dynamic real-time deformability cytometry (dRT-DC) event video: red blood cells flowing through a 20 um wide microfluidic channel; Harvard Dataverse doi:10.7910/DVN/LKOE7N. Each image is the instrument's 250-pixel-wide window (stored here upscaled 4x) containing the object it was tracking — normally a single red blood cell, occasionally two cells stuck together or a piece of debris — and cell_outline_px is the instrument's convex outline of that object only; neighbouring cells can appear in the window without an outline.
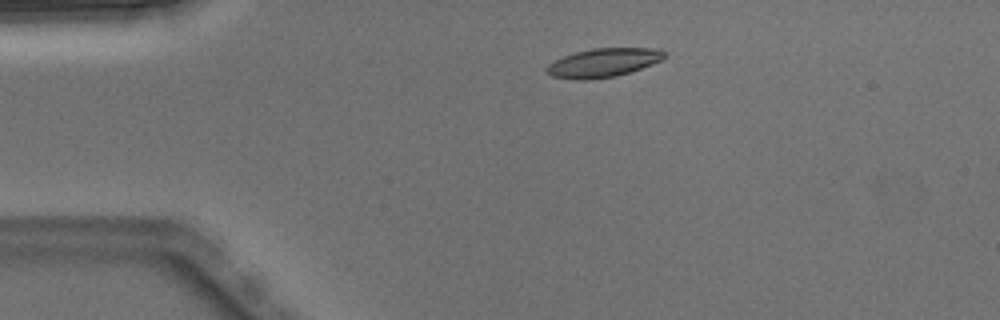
{"species": "Egyptian fruit bat (a non-hibernating species)", "species_latin": "Rousettus aegyptiacus", "temperature_condition": "warm", "stored_images_in_passage": 4, "camera_frame_rate_fps": 3000, "um_per_image_px": 0.085, "animal": {"sex": "male"}, "frame": {"image": 1, "passage_image": 4, "time_ms": 1.0, "image_size_px": [1000, 320], "cell_outline_px": [[668, 56], [664, 60], [616, 76], [588, 80], [572, 80], [552, 76], [544, 68], [548, 64], [564, 56], [576, 52], [592, 48], [652, 48], [664, 52]], "centroid_in_image_um": [51.27, 5.33], "position_along_channel_um": 33.7, "area_um2": 19.71}}